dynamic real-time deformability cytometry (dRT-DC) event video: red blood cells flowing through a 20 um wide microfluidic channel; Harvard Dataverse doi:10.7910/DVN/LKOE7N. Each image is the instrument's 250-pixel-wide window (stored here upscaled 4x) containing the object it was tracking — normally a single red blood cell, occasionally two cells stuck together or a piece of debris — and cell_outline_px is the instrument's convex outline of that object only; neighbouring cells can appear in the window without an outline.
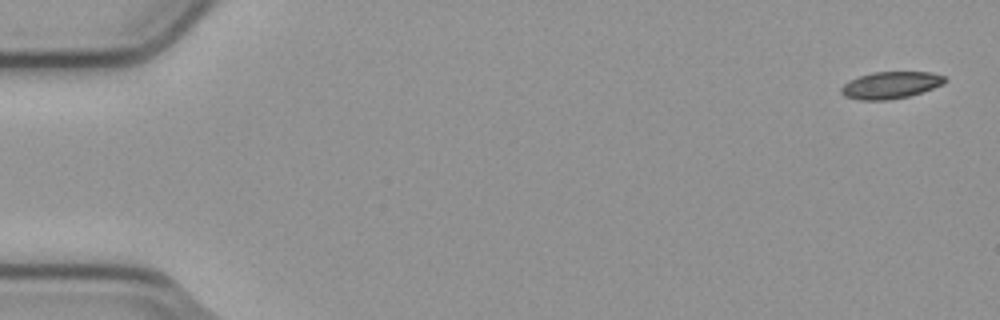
{"species": "common noctule bat (a hibernating species)", "species_latin": "Nyctalus noctula", "temperature_condition": "cold", "stored_images_in_passage": 5, "camera_frame_rate_fps": 3000, "um_per_image_px": 0.085, "animal": {"sex": "male", "body_mass_g": 23.1, "forearm_length_mm": 52.7}, "frame": {"image": 1, "passage_image": 1, "time_ms": 0.0, "image_size_px": [1000, 320], "cell_outline_px": [[948, 80], [944, 84], [908, 96], [888, 100], [860, 100], [844, 96], [840, 92], [840, 88], [844, 84], [860, 76], [872, 72], [932, 72], [944, 76]], "centroid_in_image_um": [75.71, 7.23], "position_along_channel_um": 9.3, "area_um2": 16.18}}
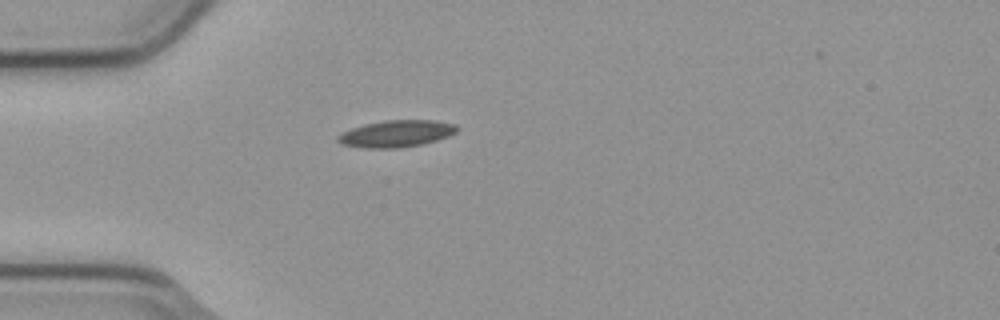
{"frame": {"image": 2, "passage_image": 5, "time_ms": 1.333, "image_size_px": [1000, 320], "cell_outline_px": [[456, 132], [448, 136], [436, 140], [420, 144], [400, 148], [364, 148], [340, 144], [336, 140], [336, 136], [352, 128], [364, 124], [384, 120], [436, 120], [456, 124]], "centroid_in_image_um": [33.65, 11.36], "position_along_channel_um": 51.3, "area_um2": 18.61}}